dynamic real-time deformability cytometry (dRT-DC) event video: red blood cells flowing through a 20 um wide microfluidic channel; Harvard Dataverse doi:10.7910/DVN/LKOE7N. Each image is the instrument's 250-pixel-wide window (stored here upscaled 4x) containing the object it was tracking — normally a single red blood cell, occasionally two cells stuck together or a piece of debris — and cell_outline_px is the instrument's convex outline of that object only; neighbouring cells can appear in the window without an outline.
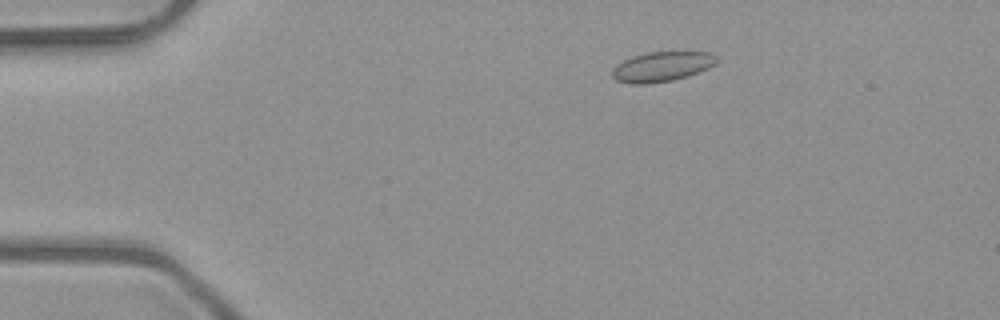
{"species": "common noctule bat (a hibernating species)", "species_latin": "Nyctalus noctula", "temperature_condition": "room temperature", "stored_images_in_passage": 7, "camera_frame_rate_fps": 3000, "um_per_image_px": 0.085, "animal": {"sex": "male", "body_mass_g": 23.1, "forearm_length_mm": 52.7}, "frame": {"image": 1, "passage_image": 3, "time_ms": 0.667, "image_size_px": [1000, 320], "cell_outline_px": [[720, 60], [716, 64], [708, 68], [688, 76], [672, 80], [648, 84], [632, 84], [616, 80], [612, 76], [612, 68], [616, 64], [632, 56], [648, 52], [712, 52], [720, 56]], "centroid_in_image_um": [56.3, 5.65], "position_along_channel_um": 28.7, "area_um2": 18.44}}
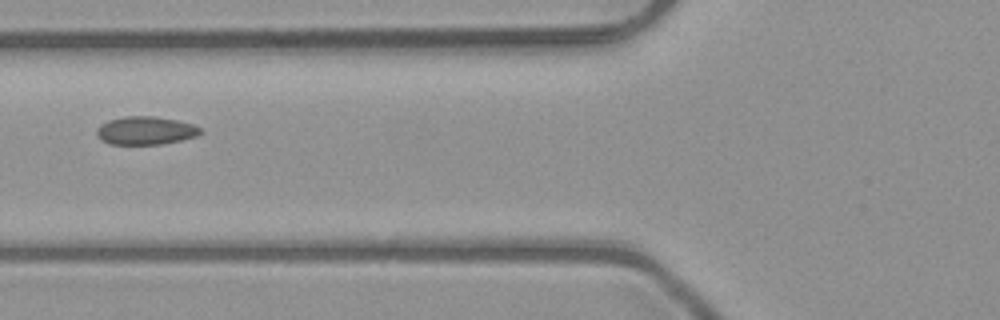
{"frame": {"image": 2, "passage_image": 6, "time_ms": 1.667, "image_size_px": [1000, 320], "cell_outline_px": [[204, 132], [196, 136], [180, 140], [160, 144], [108, 144], [100, 140], [96, 136], [96, 128], [100, 124], [108, 120], [124, 116], [156, 116], [176, 120], [192, 124], [200, 128]], "centroid_in_image_um": [12.32, 11.09], "position_along_channel_um": 113.5, "area_um2": 17.17}}
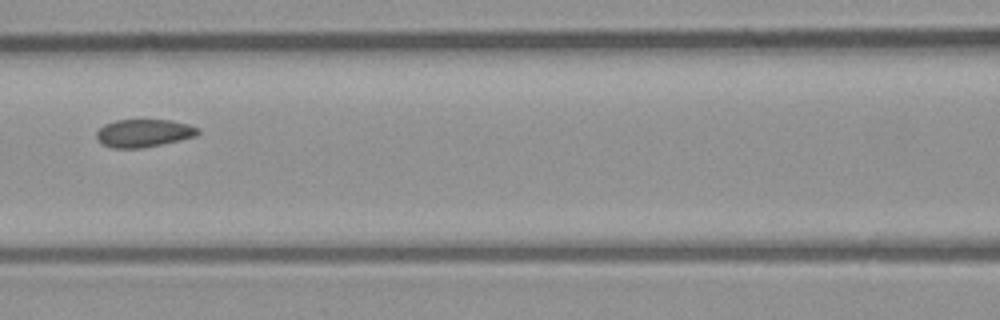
{"frame": {"image": 3, "passage_image": 7, "time_ms": 2.0, "image_size_px": [1000, 320], "cell_outline_px": [[200, 132], [196, 136], [180, 140], [140, 148], [112, 148], [104, 144], [96, 136], [96, 132], [104, 124], [116, 120], [172, 120], [188, 124], [200, 128]], "centroid_in_image_um": [12.25, 11.3], "position_along_channel_um": 154.4, "area_um2": 16.36}}